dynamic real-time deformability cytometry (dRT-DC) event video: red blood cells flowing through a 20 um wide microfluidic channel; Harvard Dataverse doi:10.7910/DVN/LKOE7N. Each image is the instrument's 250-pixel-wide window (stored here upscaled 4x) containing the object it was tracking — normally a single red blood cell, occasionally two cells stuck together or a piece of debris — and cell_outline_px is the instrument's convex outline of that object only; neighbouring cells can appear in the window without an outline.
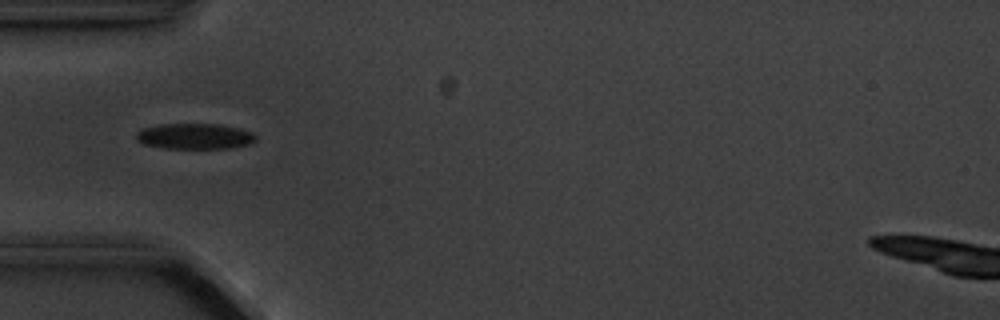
{"species": "common noctule bat (a hibernating species)", "species_latin": "Nyctalus noctula", "temperature_condition": "cold", "stored_images_in_passage": 5, "camera_frame_rate_fps": 3000, "um_per_image_px": 0.085, "animal": {"sex": "male", "body_mass_g": 20.1, "forearm_length_mm": 53.5}, "frame": {"image": 1, "passage_image": 5, "time_ms": 4.667, "image_size_px": [1000, 320], "cell_outline_px": [[256, 140], [252, 144], [228, 148], [164, 148], [144, 144], [136, 140], [136, 132], [140, 128], [160, 124], [220, 124], [240, 128], [252, 132], [256, 136]], "centroid_in_image_um": [16.55, 11.57], "position_along_channel_um": 68.5, "area_um2": 18.09}}